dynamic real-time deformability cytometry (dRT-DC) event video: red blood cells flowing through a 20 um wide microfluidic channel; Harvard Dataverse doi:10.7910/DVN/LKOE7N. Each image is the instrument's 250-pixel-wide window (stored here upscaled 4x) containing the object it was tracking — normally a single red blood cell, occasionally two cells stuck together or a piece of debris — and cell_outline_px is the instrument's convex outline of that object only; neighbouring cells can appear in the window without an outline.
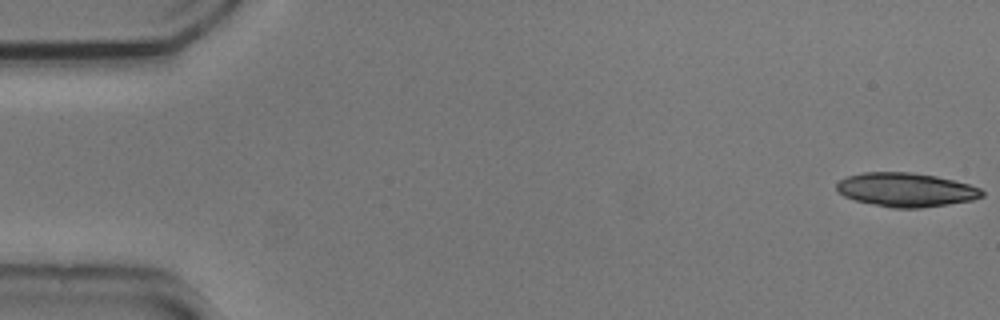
{"species": "common noctule bat (a hibernating species)", "species_latin": "Nyctalus noctula", "temperature_condition": "cold", "stored_images_in_passage": 54, "camera_frame_rate_fps": 3000, "um_per_image_px": 0.085, "animal": {"sex": "male", "body_mass_g": 20.5, "forearm_length_mm": 52.5}, "frame": {"image": 1, "passage_image": 1, "time_ms": 0.0, "image_size_px": [1000, 320], "cell_outline_px": [[984, 196], [972, 200], [948, 204], [920, 208], [892, 208], [872, 204], [856, 200], [844, 196], [836, 188], [836, 184], [840, 180], [848, 176], [864, 172], [912, 172], [936, 176], [968, 184], [980, 188], [984, 192]], "centroid_in_image_um": [77.02, 16.13], "position_along_channel_um": 8.0, "area_um2": 28.61}, "authors_computed_cell_mechanics": {"area_um2": 24.0448, "velocity_mm_per_s": 3.6963, "shape_relaxation_time_tau1_ms": 2.9828, "shape_relaxation_time_tau2_ms": null, "deformation_change_tau1": 0.1197, "deformation_change_tau2": null}}